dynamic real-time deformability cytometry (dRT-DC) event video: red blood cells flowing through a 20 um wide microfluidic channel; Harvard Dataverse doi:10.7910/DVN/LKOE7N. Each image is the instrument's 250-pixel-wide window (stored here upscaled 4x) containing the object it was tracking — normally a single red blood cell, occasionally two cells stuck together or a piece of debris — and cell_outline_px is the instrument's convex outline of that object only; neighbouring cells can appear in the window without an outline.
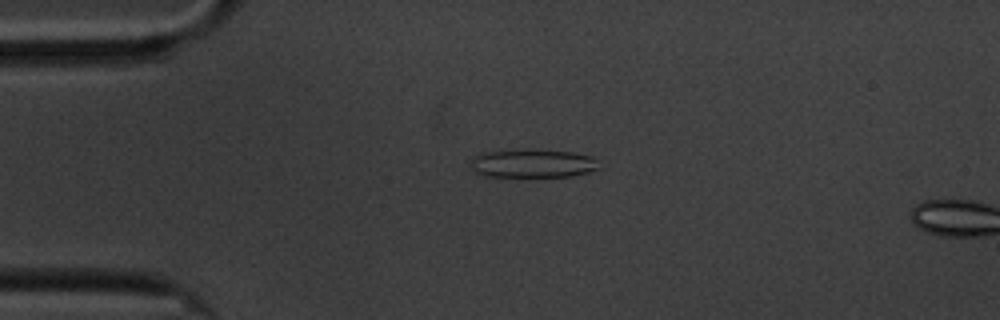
{"species": "common noctule bat (a hibernating species)", "species_latin": "Nyctalus noctula", "temperature_condition": "cold", "stored_images_in_passage": 16, "camera_frame_rate_fps": 3000, "um_per_image_px": 0.085, "animal": {"sex": "male", "body_mass_g": 20.1, "forearm_length_mm": 53.5}, "frame": {"image": 1, "passage_image": 14, "time_ms": 4.333, "image_size_px": [1000, 320], "cell_outline_px": [[600, 168], [588, 172], [568, 176], [488, 176], [476, 172], [472, 168], [472, 156], [480, 152], [532, 148], [572, 152], [592, 156], [596, 160]], "centroid_in_image_um": [45.27, 13.86], "position_along_channel_um": 39.7, "area_um2": 21.44}}